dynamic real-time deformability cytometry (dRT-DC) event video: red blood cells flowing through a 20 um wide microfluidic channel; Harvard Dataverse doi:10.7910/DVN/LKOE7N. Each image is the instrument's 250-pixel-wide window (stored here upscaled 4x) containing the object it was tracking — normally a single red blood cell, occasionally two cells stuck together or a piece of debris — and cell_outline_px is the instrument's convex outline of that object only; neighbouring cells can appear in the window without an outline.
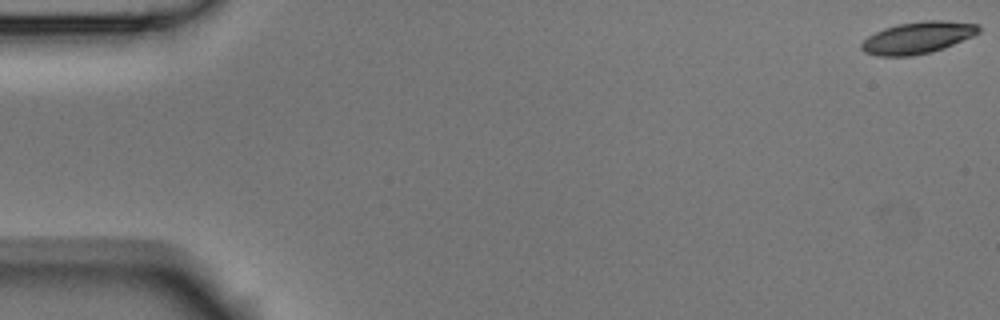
{"species": "Egyptian fruit bat (a non-hibernating species)", "species_latin": "Rousettus aegyptiacus", "temperature_condition": "room temperature", "stored_images_in_passage": 8, "camera_frame_rate_fps": 3000, "um_per_image_px": 0.085, "animal": {"sex": "male"}, "frame": {"image": 1, "passage_image": 1, "time_ms": 0.0, "image_size_px": [1000, 320], "cell_outline_px": [[980, 32], [972, 36], [944, 48], [932, 52], [912, 56], [876, 56], [864, 52], [860, 48], [860, 44], [868, 36], [884, 28], [900, 24], [924, 20], [944, 20], [980, 24]], "centroid_in_image_um": [78.0, 3.2], "position_along_channel_um": 7.0, "area_um2": 21.85}}
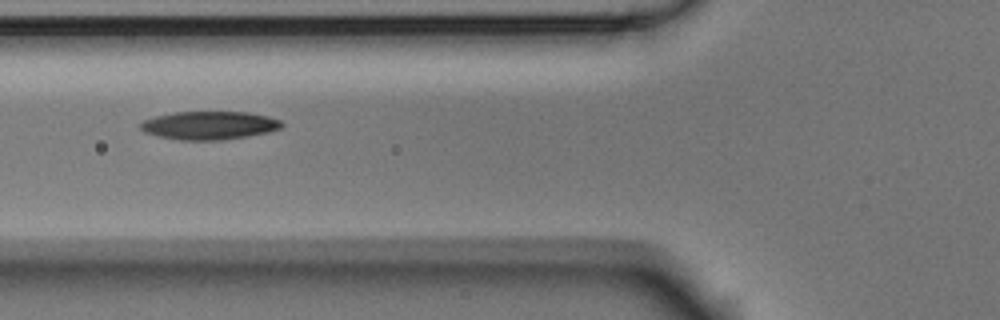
{"frame": {"image": 2, "passage_image": 6, "time_ms": 1.667, "image_size_px": [1000, 320], "cell_outline_px": [[284, 124], [280, 128], [268, 132], [248, 136], [220, 140], [184, 140], [156, 136], [144, 132], [140, 128], [140, 124], [144, 120], [156, 116], [172, 112], [248, 112], [268, 116], [280, 120]], "centroid_in_image_um": [17.78, 10.65], "position_along_channel_um": 108.0, "area_um2": 23.24}}
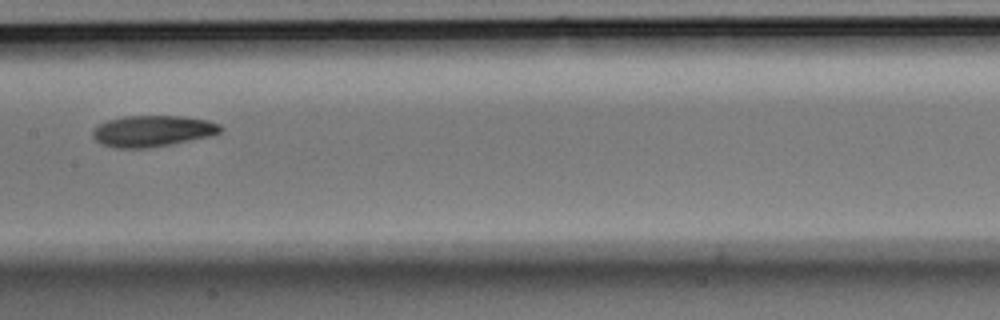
{"frame": {"image": 3, "passage_image": 8, "time_ms": 2.333, "image_size_px": [1000, 320], "cell_outline_px": [[224, 128], [220, 132], [212, 136], [152, 148], [112, 148], [100, 144], [92, 136], [92, 132], [100, 124], [108, 120], [124, 116], [184, 116], [208, 120], [220, 124]], "centroid_in_image_um": [12.99, 11.15], "position_along_channel_um": 194.4, "area_um2": 23.52}}